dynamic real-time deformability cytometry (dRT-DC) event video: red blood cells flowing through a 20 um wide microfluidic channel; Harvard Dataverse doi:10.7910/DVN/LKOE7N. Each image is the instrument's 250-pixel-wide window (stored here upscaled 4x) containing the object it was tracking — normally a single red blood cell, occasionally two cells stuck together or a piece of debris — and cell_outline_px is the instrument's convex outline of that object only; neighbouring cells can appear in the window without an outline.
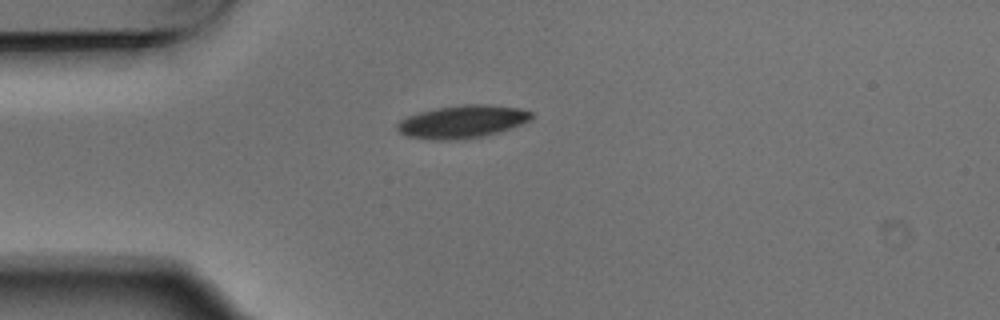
{"species": "Egyptian fruit bat (a non-hibernating species)", "species_latin": "Rousettus aegyptiacus", "temperature_condition": "warm", "stored_images_in_passage": 1, "camera_frame_rate_fps": 3000, "um_per_image_px": 0.085, "animal": {"sex": "male"}, "frame": {"image": 1, "passage_image": 1, "time_ms": 0.0, "image_size_px": [1000, 320], "cell_outline_px": [[532, 116], [528, 120], [520, 124], [496, 132], [464, 140], [432, 140], [408, 136], [400, 132], [396, 128], [396, 124], [400, 120], [408, 116], [420, 112], [436, 108], [464, 104], [484, 104], [520, 108], [532, 112]], "centroid_in_image_um": [39.25, 10.34], "position_along_channel_um": 45.8, "area_um2": 25.37}}